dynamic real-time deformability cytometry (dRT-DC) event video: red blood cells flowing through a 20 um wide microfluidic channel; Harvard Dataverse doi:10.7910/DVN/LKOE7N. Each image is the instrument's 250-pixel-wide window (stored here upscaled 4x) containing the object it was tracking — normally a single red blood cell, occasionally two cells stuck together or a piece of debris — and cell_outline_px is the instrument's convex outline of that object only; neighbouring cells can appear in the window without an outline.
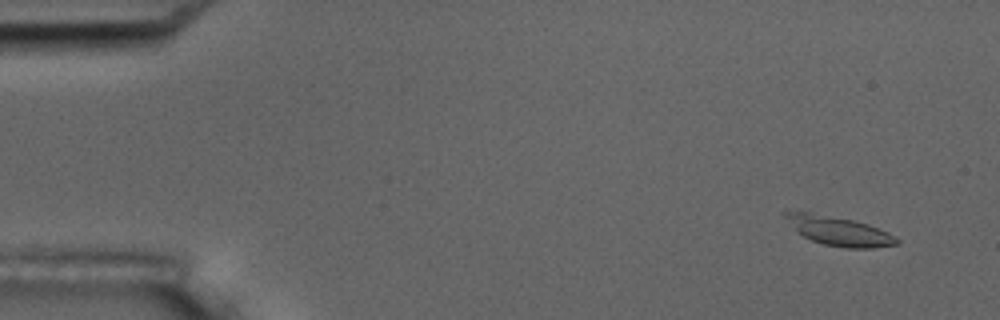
{"species": "common noctule bat (a hibernating species)", "species_latin": "Nyctalus noctula", "temperature_condition": "room temperature", "stored_images_in_passage": 7, "camera_frame_rate_fps": 3000, "um_per_image_px": 0.085, "animal": {"sex": "male", "body_mass_g": 17.5, "forearm_length_mm": 52.3}, "frame": {"image": 1, "passage_image": 2, "time_ms": 1.0, "image_size_px": [1000, 320], "cell_outline_px": [[900, 244], [876, 248], [844, 248], [824, 244], [812, 240], [796, 232], [784, 216], [784, 208], [808, 212], [852, 220], [868, 224], [888, 232], [896, 236], [900, 240]], "centroid_in_image_um": [71.3, 19.62], "position_along_channel_um": 13.7, "area_um2": 19.13}}
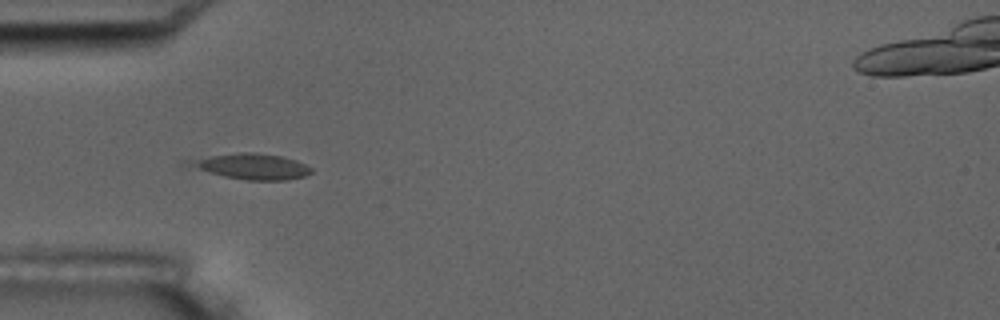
{"frame": {"image": 2, "passage_image": 6, "time_ms": 5.667, "image_size_px": [1000, 320], "cell_outline_px": [[312, 172], [304, 176], [288, 180], [248, 180], [224, 176], [180, 164], [180, 160], [240, 152], [256, 152], [280, 156], [296, 160], [312, 168]], "centroid_in_image_um": [21.3, 14.13], "position_along_channel_um": 63.7, "area_um2": 18.44}}